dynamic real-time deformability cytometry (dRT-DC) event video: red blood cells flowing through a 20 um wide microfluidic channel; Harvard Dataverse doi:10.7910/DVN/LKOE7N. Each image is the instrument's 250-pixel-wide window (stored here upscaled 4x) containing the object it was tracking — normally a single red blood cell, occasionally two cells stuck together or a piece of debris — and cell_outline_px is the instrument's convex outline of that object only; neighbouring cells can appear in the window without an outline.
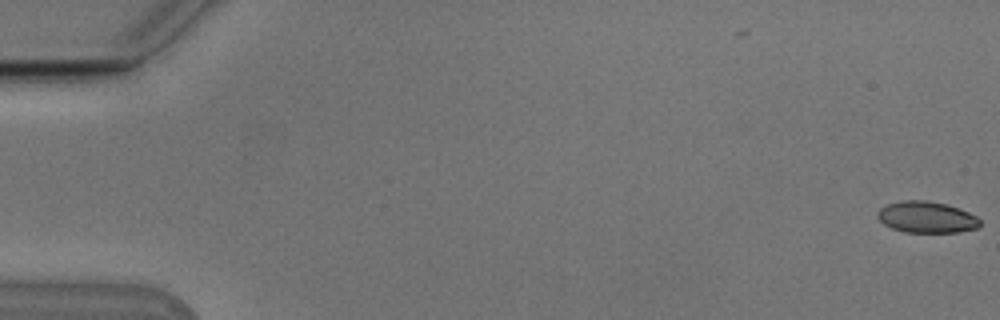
{"species": "Egyptian fruit bat (a non-hibernating species)", "species_latin": "Rousettus aegyptiacus", "temperature_condition": "cold", "stored_images_in_passage": 55, "camera_frame_rate_fps": 3000, "um_per_image_px": 0.085, "animal": {"sex": "male"}, "frame": {"image": 1, "passage_image": 1, "time_ms": 0.0, "image_size_px": [1000, 320], "cell_outline_px": [[980, 224], [976, 228], [960, 232], [904, 232], [892, 228], [884, 224], [876, 216], [876, 212], [880, 208], [888, 204], [900, 200], [924, 200], [948, 204], [960, 208], [976, 216], [980, 220]], "centroid_in_image_um": [78.74, 18.45], "position_along_channel_um": 6.3, "area_um2": 18.84}}
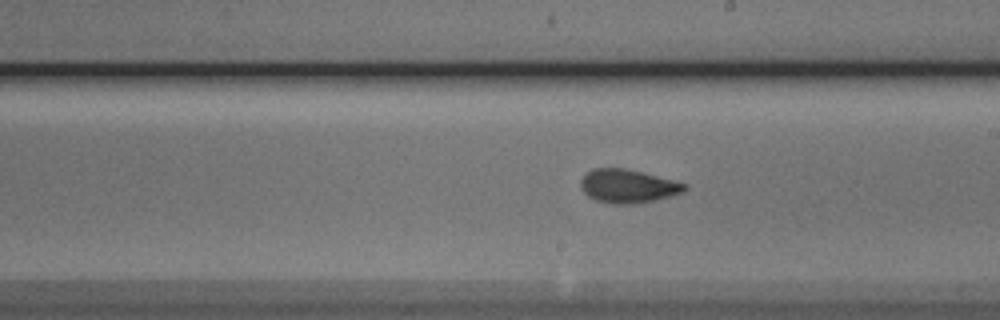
{"frame": {"image": 2, "passage_image": 32, "time_ms": 10.333, "image_size_px": [1000, 320], "cell_outline_px": [[688, 188], [684, 192], [672, 196], [656, 200], [636, 204], [612, 204], [596, 200], [588, 196], [584, 192], [580, 184], [580, 180], [592, 168], [624, 168], [688, 184]], "centroid_in_image_um": [53.39, 15.84], "position_along_channel_um": 235.6, "area_um2": 20.29}}
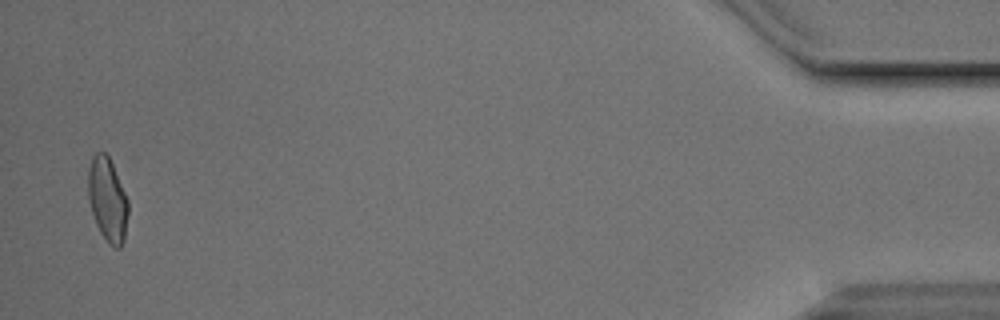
{"frame": {"image": 3, "passage_image": 54, "time_ms": 17.667, "image_size_px": [1000, 320], "cell_outline_px": [[128, 216], [124, 240], [120, 248], [112, 248], [108, 244], [100, 232], [96, 224], [92, 212], [88, 196], [88, 172], [92, 156], [96, 152], [104, 152], [108, 156], [112, 164], [128, 200]], "centroid_in_image_um": [9.14, 17.01], "position_along_channel_um": 426.1, "area_um2": 19.54}, "authors_computed_cell_mechanics": {"area_um2": 19.652, "velocity_mm_per_s": 3.7815, "shape_relaxation_time_tau1_ms": 4.8988, "shape_relaxation_time_tau2_ms": 1.2474, "deformation_change_tau1": 0.1495, "deformation_change_tau2": 0.0659}}